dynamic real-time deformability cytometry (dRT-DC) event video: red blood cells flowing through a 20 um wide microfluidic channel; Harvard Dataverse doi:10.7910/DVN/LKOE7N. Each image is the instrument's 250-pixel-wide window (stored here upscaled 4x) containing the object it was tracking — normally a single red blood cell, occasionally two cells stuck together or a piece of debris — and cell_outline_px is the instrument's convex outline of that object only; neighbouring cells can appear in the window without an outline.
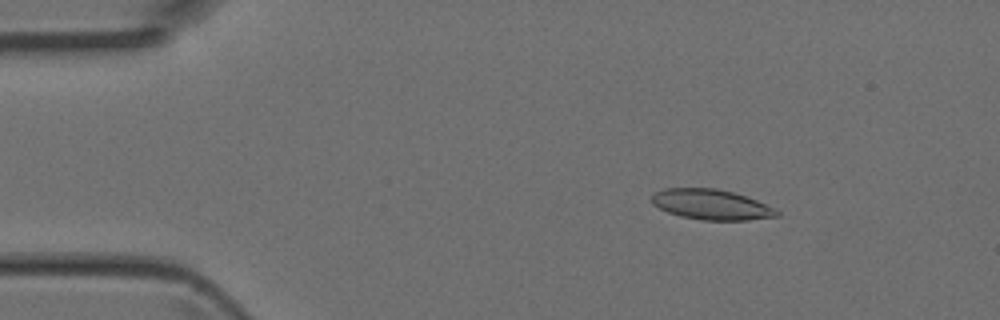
{"species": "Egyptian fruit bat (a non-hibernating species)", "species_latin": "Rousettus aegyptiacus", "temperature_condition": "room temperature", "stored_images_in_passage": 6, "camera_frame_rate_fps": 3000, "um_per_image_px": 0.085, "animal": {"sex": "female"}, "frame": {"image": 1, "passage_image": 3, "time_ms": 0.667, "image_size_px": [1000, 320], "cell_outline_px": [[780, 216], [748, 220], [700, 220], [680, 216], [668, 212], [652, 204], [652, 196], [656, 192], [664, 188], [716, 188], [732, 192], [756, 200], [780, 212]], "centroid_in_image_um": [60.44, 17.39], "position_along_channel_um": 24.6, "area_um2": 21.91}}
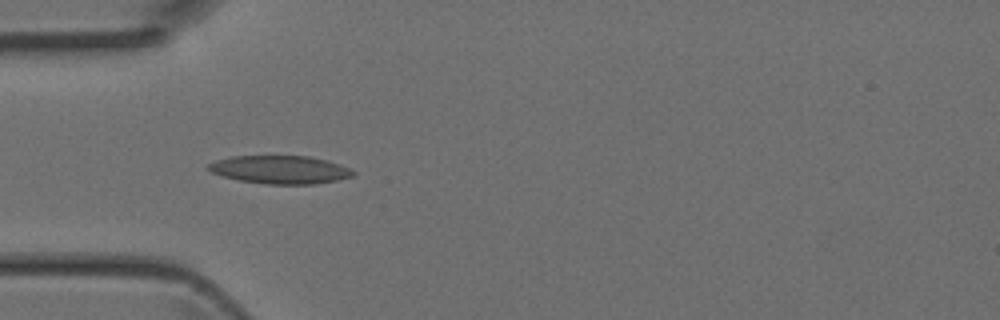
{"frame": {"image": 2, "passage_image": 5, "time_ms": 1.333, "image_size_px": [1000, 320], "cell_outline_px": [[356, 172], [352, 176], [336, 180], [312, 184], [264, 184], [240, 180], [224, 176], [212, 172], [208, 168], [208, 164], [216, 160], [232, 156], [308, 156], [340, 164]], "centroid_in_image_um": [23.8, 14.42], "position_along_channel_um": 61.2, "area_um2": 23.41}}
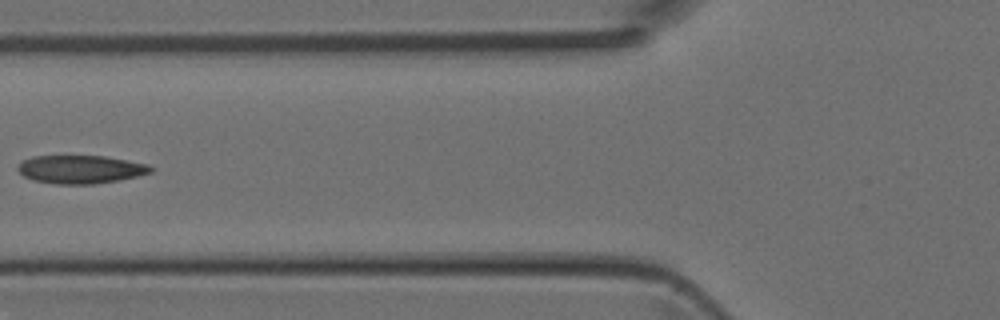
{"frame": {"image": 3, "passage_image": 6, "time_ms": 1.667, "image_size_px": [1000, 320], "cell_outline_px": [[156, 168], [152, 172], [120, 180], [92, 184], [56, 184], [32, 180], [24, 176], [16, 168], [24, 160], [32, 156], [104, 156], [148, 164]], "centroid_in_image_um": [6.87, 14.4], "position_along_channel_um": 118.9, "area_um2": 21.85}}